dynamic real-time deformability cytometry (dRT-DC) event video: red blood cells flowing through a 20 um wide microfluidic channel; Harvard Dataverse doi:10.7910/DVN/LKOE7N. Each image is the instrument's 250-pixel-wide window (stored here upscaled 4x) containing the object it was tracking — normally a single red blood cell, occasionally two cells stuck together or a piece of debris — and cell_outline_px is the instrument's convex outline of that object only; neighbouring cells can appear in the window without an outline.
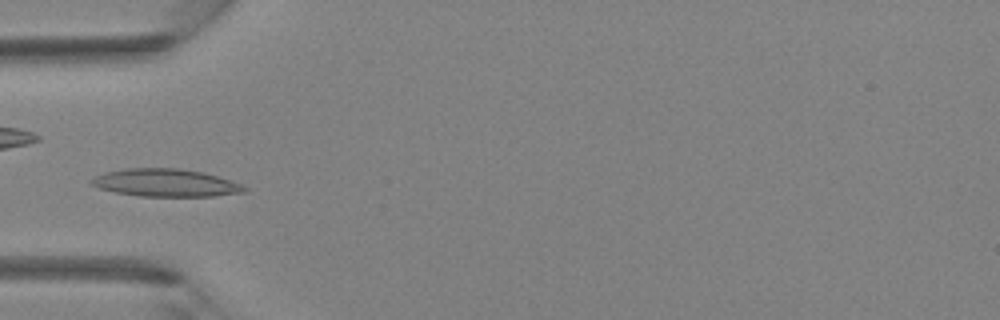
{"species": "Egyptian fruit bat (a non-hibernating species)", "species_latin": "Rousettus aegyptiacus", "temperature_condition": "room temperature", "stored_images_in_passage": 31, "camera_frame_rate_fps": 3000, "um_per_image_px": 0.085, "animal": {"sex": "female"}, "frame": {"image": 1, "passage_image": 4, "time_ms": 1.0, "image_size_px": [1000, 320], "cell_outline_px": [[248, 192], [212, 196], [140, 196], [116, 192], [100, 188], [92, 184], [88, 180], [104, 172], [124, 168], [180, 168], [204, 172], [240, 184], [248, 188]], "centroid_in_image_um": [14.08, 15.53], "position_along_channel_um": 70.9, "area_um2": 24.62}}
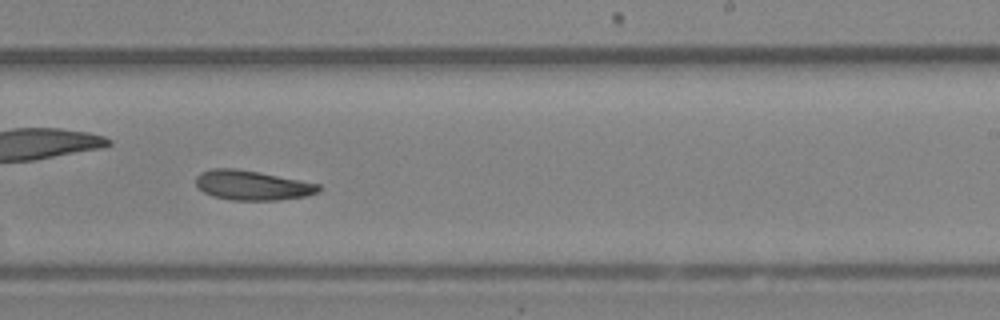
{"frame": {"image": 2, "passage_image": 16, "time_ms": 5.0, "image_size_px": [1000, 320], "cell_outline_px": [[320, 192], [308, 196], [280, 200], [232, 200], [216, 196], [204, 192], [196, 184], [196, 176], [200, 172], [212, 168], [236, 168], [260, 172], [320, 184]], "centroid_in_image_um": [21.47, 15.74], "position_along_channel_um": 267.5, "area_um2": 21.27}}
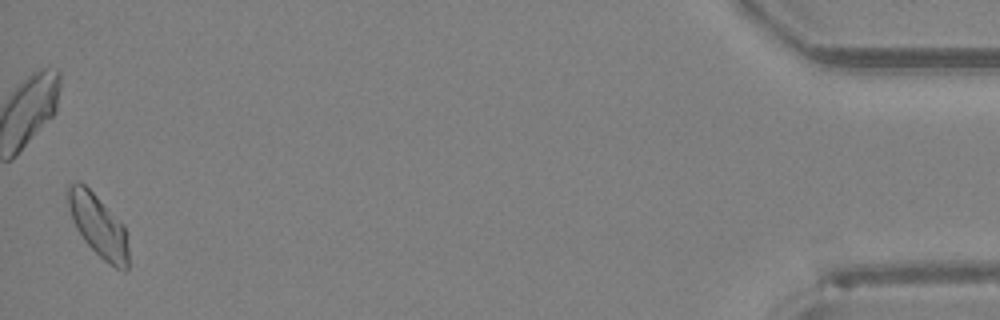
{"frame": {"image": 3, "passage_image": 31, "time_ms": 10.0, "image_size_px": [1000, 320], "cell_outline_px": [[128, 272], [124, 272], [108, 264], [84, 240], [76, 228], [72, 220], [68, 208], [64, 192], [68, 184], [76, 180], [80, 180], [124, 224], [128, 248]], "centroid_in_image_um": [8.32, 19.15], "position_along_channel_um": 426.9, "area_um2": 22.31}}